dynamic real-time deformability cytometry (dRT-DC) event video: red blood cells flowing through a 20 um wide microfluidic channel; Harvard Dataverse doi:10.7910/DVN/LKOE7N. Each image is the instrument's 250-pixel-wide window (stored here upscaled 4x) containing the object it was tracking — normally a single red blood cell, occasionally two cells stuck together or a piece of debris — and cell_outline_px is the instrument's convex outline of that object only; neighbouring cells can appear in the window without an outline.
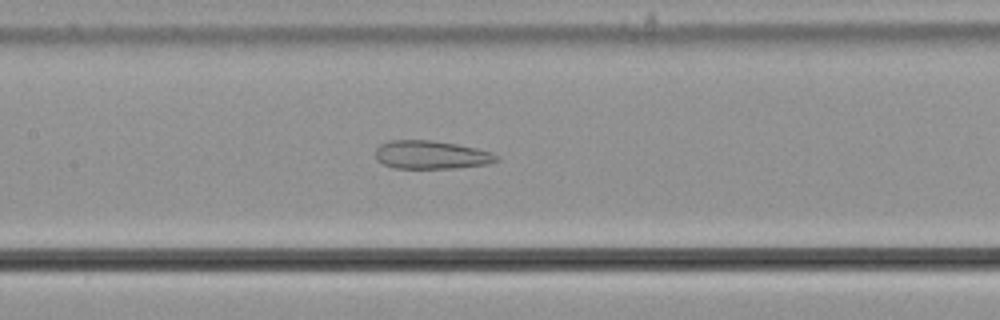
{"species": "common noctule bat (a hibernating species)", "species_latin": "Nyctalus noctula", "temperature_condition": "cold", "stored_images_in_passage": 54, "camera_frame_rate_fps": 3000, "um_per_image_px": 0.085, "animal": {"sex": "male", "body_mass_g": 21.5, "forearm_length_mm": 52.0}, "frame": {"image": 1, "passage_image": 25, "time_ms": 8.0, "image_size_px": [1000, 320], "cell_outline_px": [[500, 160], [492, 164], [456, 168], [392, 168], [376, 160], [376, 148], [380, 144], [388, 140], [432, 140], [456, 144], [476, 148], [492, 152], [500, 156]], "centroid_in_image_um": [36.69, 13.16], "position_along_channel_um": 170.7, "area_um2": 20.29}}
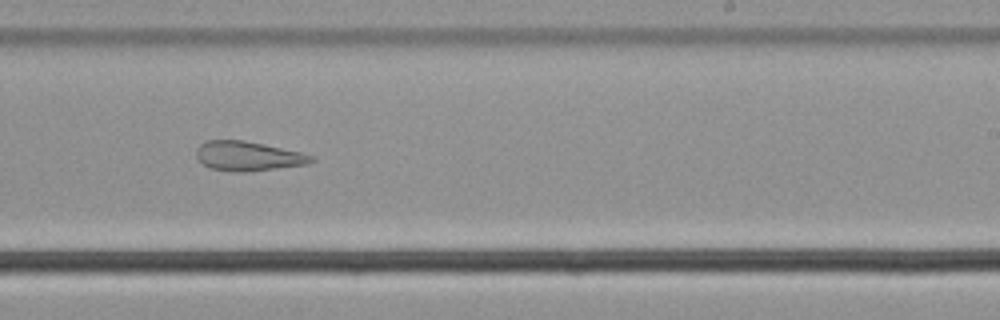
{"frame": {"image": 2, "passage_image": 33, "time_ms": 10.667, "image_size_px": [1000, 320], "cell_outline_px": [[316, 160], [308, 164], [248, 172], [232, 172], [212, 168], [204, 164], [196, 156], [196, 148], [200, 144], [208, 140], [244, 140], [264, 144], [300, 152], [312, 156]], "centroid_in_image_um": [21.08, 13.27], "position_along_channel_um": 267.9, "area_um2": 19.71}}
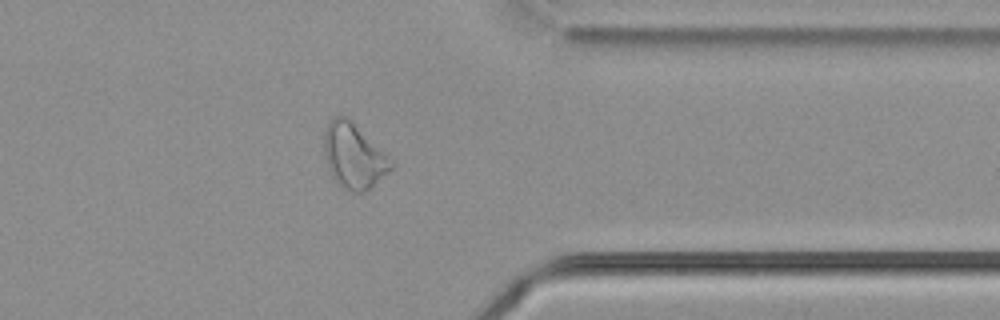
{"frame": {"image": 3, "passage_image": 43, "time_ms": 14.0, "image_size_px": [1000, 320], "cell_outline_px": [[396, 164], [388, 172], [364, 192], [352, 192], [336, 184], [328, 168], [324, 156], [324, 132], [328, 124], [336, 116], [344, 116], [352, 120]], "centroid_in_image_um": [30.05, 13.26], "position_along_channel_um": 381.3, "area_um2": 25.2}, "authors_computed_cell_mechanics": {"area_um2": 26.8481, "velocity_mm_per_s": 3.6602, "shape_relaxation_time_tau1_ms": null, "shape_relaxation_time_tau2_ms": 2.5405, "deformation_change_tau1": null, "deformation_change_tau2": 0.112}}